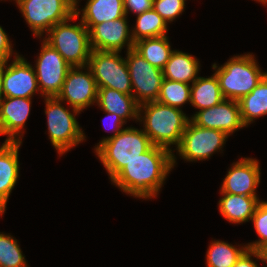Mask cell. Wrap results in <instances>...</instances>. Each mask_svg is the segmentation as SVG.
I'll list each match as a JSON object with an SVG mask.
<instances>
[{
	"mask_svg": "<svg viewBox=\"0 0 267 267\" xmlns=\"http://www.w3.org/2000/svg\"><path fill=\"white\" fill-rule=\"evenodd\" d=\"M256 158H240L233 162L223 179L220 192L258 196L256 191L261 180L260 163Z\"/></svg>",
	"mask_w": 267,
	"mask_h": 267,
	"instance_id": "obj_16",
	"label": "cell"
},
{
	"mask_svg": "<svg viewBox=\"0 0 267 267\" xmlns=\"http://www.w3.org/2000/svg\"><path fill=\"white\" fill-rule=\"evenodd\" d=\"M251 222L258 240L248 242L246 245L250 250H258L263 244L267 243V201L262 200L256 207Z\"/></svg>",
	"mask_w": 267,
	"mask_h": 267,
	"instance_id": "obj_30",
	"label": "cell"
},
{
	"mask_svg": "<svg viewBox=\"0 0 267 267\" xmlns=\"http://www.w3.org/2000/svg\"><path fill=\"white\" fill-rule=\"evenodd\" d=\"M125 61L128 66L132 95L135 101L139 105L157 101L164 79L162 70L152 66L134 49L126 51Z\"/></svg>",
	"mask_w": 267,
	"mask_h": 267,
	"instance_id": "obj_11",
	"label": "cell"
},
{
	"mask_svg": "<svg viewBox=\"0 0 267 267\" xmlns=\"http://www.w3.org/2000/svg\"><path fill=\"white\" fill-rule=\"evenodd\" d=\"M128 23V17L125 15L114 21L94 25L89 30L92 50L122 52L126 47V51L133 49L134 41Z\"/></svg>",
	"mask_w": 267,
	"mask_h": 267,
	"instance_id": "obj_15",
	"label": "cell"
},
{
	"mask_svg": "<svg viewBox=\"0 0 267 267\" xmlns=\"http://www.w3.org/2000/svg\"><path fill=\"white\" fill-rule=\"evenodd\" d=\"M200 61L195 56L174 50L162 69L164 79L192 84L199 76Z\"/></svg>",
	"mask_w": 267,
	"mask_h": 267,
	"instance_id": "obj_22",
	"label": "cell"
},
{
	"mask_svg": "<svg viewBox=\"0 0 267 267\" xmlns=\"http://www.w3.org/2000/svg\"><path fill=\"white\" fill-rule=\"evenodd\" d=\"M0 76L4 97L33 98L37 93L41 96L34 68L20 54L9 64L0 65Z\"/></svg>",
	"mask_w": 267,
	"mask_h": 267,
	"instance_id": "obj_12",
	"label": "cell"
},
{
	"mask_svg": "<svg viewBox=\"0 0 267 267\" xmlns=\"http://www.w3.org/2000/svg\"><path fill=\"white\" fill-rule=\"evenodd\" d=\"M75 7H79L80 0H69Z\"/></svg>",
	"mask_w": 267,
	"mask_h": 267,
	"instance_id": "obj_38",
	"label": "cell"
},
{
	"mask_svg": "<svg viewBox=\"0 0 267 267\" xmlns=\"http://www.w3.org/2000/svg\"><path fill=\"white\" fill-rule=\"evenodd\" d=\"M244 244L236 246L228 241L212 240L206 251V267H233L248 249Z\"/></svg>",
	"mask_w": 267,
	"mask_h": 267,
	"instance_id": "obj_26",
	"label": "cell"
},
{
	"mask_svg": "<svg viewBox=\"0 0 267 267\" xmlns=\"http://www.w3.org/2000/svg\"><path fill=\"white\" fill-rule=\"evenodd\" d=\"M173 169V152L153 145L127 163L110 181L121 192L134 198H157Z\"/></svg>",
	"mask_w": 267,
	"mask_h": 267,
	"instance_id": "obj_1",
	"label": "cell"
},
{
	"mask_svg": "<svg viewBox=\"0 0 267 267\" xmlns=\"http://www.w3.org/2000/svg\"><path fill=\"white\" fill-rule=\"evenodd\" d=\"M18 243L9 233L0 232V267H29Z\"/></svg>",
	"mask_w": 267,
	"mask_h": 267,
	"instance_id": "obj_29",
	"label": "cell"
},
{
	"mask_svg": "<svg viewBox=\"0 0 267 267\" xmlns=\"http://www.w3.org/2000/svg\"><path fill=\"white\" fill-rule=\"evenodd\" d=\"M47 131L50 143L63 156L86 140V135L76 116L81 112L75 108L64 107V102L57 97L44 98ZM69 108V109H68Z\"/></svg>",
	"mask_w": 267,
	"mask_h": 267,
	"instance_id": "obj_5",
	"label": "cell"
},
{
	"mask_svg": "<svg viewBox=\"0 0 267 267\" xmlns=\"http://www.w3.org/2000/svg\"><path fill=\"white\" fill-rule=\"evenodd\" d=\"M261 262L267 264V243L263 244L258 250Z\"/></svg>",
	"mask_w": 267,
	"mask_h": 267,
	"instance_id": "obj_36",
	"label": "cell"
},
{
	"mask_svg": "<svg viewBox=\"0 0 267 267\" xmlns=\"http://www.w3.org/2000/svg\"><path fill=\"white\" fill-rule=\"evenodd\" d=\"M254 1L261 3L263 6L267 5V0H254Z\"/></svg>",
	"mask_w": 267,
	"mask_h": 267,
	"instance_id": "obj_39",
	"label": "cell"
},
{
	"mask_svg": "<svg viewBox=\"0 0 267 267\" xmlns=\"http://www.w3.org/2000/svg\"><path fill=\"white\" fill-rule=\"evenodd\" d=\"M12 41L5 30L0 26V65L10 62L11 57L19 54L13 50ZM15 52V53H14Z\"/></svg>",
	"mask_w": 267,
	"mask_h": 267,
	"instance_id": "obj_33",
	"label": "cell"
},
{
	"mask_svg": "<svg viewBox=\"0 0 267 267\" xmlns=\"http://www.w3.org/2000/svg\"><path fill=\"white\" fill-rule=\"evenodd\" d=\"M106 115L105 117L102 119L104 122L107 123V125L110 127V129H108L109 127L106 126L104 123V126L105 128H107L108 130H110L113 134H111L110 136H107V137H103L99 143H97V145L94 146V151L102 144L104 143L105 141L111 139V138H114L118 133H120L125 127L124 125H126V122L119 117V115H117L116 113H108V112H104ZM108 121H109V124H108ZM104 128V129H105ZM105 129V130H107ZM107 130V131H108Z\"/></svg>",
	"mask_w": 267,
	"mask_h": 267,
	"instance_id": "obj_32",
	"label": "cell"
},
{
	"mask_svg": "<svg viewBox=\"0 0 267 267\" xmlns=\"http://www.w3.org/2000/svg\"><path fill=\"white\" fill-rule=\"evenodd\" d=\"M74 14L81 15V22L90 30L94 25L124 17L123 0H87L81 9L75 7Z\"/></svg>",
	"mask_w": 267,
	"mask_h": 267,
	"instance_id": "obj_19",
	"label": "cell"
},
{
	"mask_svg": "<svg viewBox=\"0 0 267 267\" xmlns=\"http://www.w3.org/2000/svg\"><path fill=\"white\" fill-rule=\"evenodd\" d=\"M218 78L222 95L225 99L239 101L248 95L267 74L263 71L253 53L233 55L227 62L211 67Z\"/></svg>",
	"mask_w": 267,
	"mask_h": 267,
	"instance_id": "obj_3",
	"label": "cell"
},
{
	"mask_svg": "<svg viewBox=\"0 0 267 267\" xmlns=\"http://www.w3.org/2000/svg\"><path fill=\"white\" fill-rule=\"evenodd\" d=\"M96 105L108 113H116L126 123L127 120L138 122L139 104L133 95H127L112 88H98Z\"/></svg>",
	"mask_w": 267,
	"mask_h": 267,
	"instance_id": "obj_21",
	"label": "cell"
},
{
	"mask_svg": "<svg viewBox=\"0 0 267 267\" xmlns=\"http://www.w3.org/2000/svg\"><path fill=\"white\" fill-rule=\"evenodd\" d=\"M241 118L246 127L267 115V74L252 91L239 101Z\"/></svg>",
	"mask_w": 267,
	"mask_h": 267,
	"instance_id": "obj_24",
	"label": "cell"
},
{
	"mask_svg": "<svg viewBox=\"0 0 267 267\" xmlns=\"http://www.w3.org/2000/svg\"><path fill=\"white\" fill-rule=\"evenodd\" d=\"M123 4L124 12L127 17L130 12L139 15L153 9V0H123Z\"/></svg>",
	"mask_w": 267,
	"mask_h": 267,
	"instance_id": "obj_34",
	"label": "cell"
},
{
	"mask_svg": "<svg viewBox=\"0 0 267 267\" xmlns=\"http://www.w3.org/2000/svg\"><path fill=\"white\" fill-rule=\"evenodd\" d=\"M73 15L68 20L54 25L43 37L71 66H87L92 52L89 30Z\"/></svg>",
	"mask_w": 267,
	"mask_h": 267,
	"instance_id": "obj_6",
	"label": "cell"
},
{
	"mask_svg": "<svg viewBox=\"0 0 267 267\" xmlns=\"http://www.w3.org/2000/svg\"><path fill=\"white\" fill-rule=\"evenodd\" d=\"M218 211L229 223L243 224L251 221L257 205L262 201L258 196H245L219 192Z\"/></svg>",
	"mask_w": 267,
	"mask_h": 267,
	"instance_id": "obj_20",
	"label": "cell"
},
{
	"mask_svg": "<svg viewBox=\"0 0 267 267\" xmlns=\"http://www.w3.org/2000/svg\"><path fill=\"white\" fill-rule=\"evenodd\" d=\"M190 117L183 109L167 106L157 101L139 105L138 122L153 145L161 146L173 152V147L181 143L182 135ZM175 145V146H174Z\"/></svg>",
	"mask_w": 267,
	"mask_h": 267,
	"instance_id": "obj_2",
	"label": "cell"
},
{
	"mask_svg": "<svg viewBox=\"0 0 267 267\" xmlns=\"http://www.w3.org/2000/svg\"><path fill=\"white\" fill-rule=\"evenodd\" d=\"M153 144L143 129L127 126L95 151L111 180L127 163L148 151Z\"/></svg>",
	"mask_w": 267,
	"mask_h": 267,
	"instance_id": "obj_4",
	"label": "cell"
},
{
	"mask_svg": "<svg viewBox=\"0 0 267 267\" xmlns=\"http://www.w3.org/2000/svg\"><path fill=\"white\" fill-rule=\"evenodd\" d=\"M190 120L200 127L222 131L229 137L246 127L241 118L239 102L230 99H224L208 109L196 111Z\"/></svg>",
	"mask_w": 267,
	"mask_h": 267,
	"instance_id": "obj_14",
	"label": "cell"
},
{
	"mask_svg": "<svg viewBox=\"0 0 267 267\" xmlns=\"http://www.w3.org/2000/svg\"><path fill=\"white\" fill-rule=\"evenodd\" d=\"M167 32L168 24L154 9L136 15L135 26L131 27V36L134 42L143 38L167 35Z\"/></svg>",
	"mask_w": 267,
	"mask_h": 267,
	"instance_id": "obj_27",
	"label": "cell"
},
{
	"mask_svg": "<svg viewBox=\"0 0 267 267\" xmlns=\"http://www.w3.org/2000/svg\"><path fill=\"white\" fill-rule=\"evenodd\" d=\"M228 138L229 136L222 131L200 127L190 120L184 130L180 145L173 149V169L178 159L174 155L175 150L176 154L186 162H203L214 153H223L222 149Z\"/></svg>",
	"mask_w": 267,
	"mask_h": 267,
	"instance_id": "obj_8",
	"label": "cell"
},
{
	"mask_svg": "<svg viewBox=\"0 0 267 267\" xmlns=\"http://www.w3.org/2000/svg\"><path fill=\"white\" fill-rule=\"evenodd\" d=\"M3 98H4V96H3L2 82H1V76H0V103H1Z\"/></svg>",
	"mask_w": 267,
	"mask_h": 267,
	"instance_id": "obj_37",
	"label": "cell"
},
{
	"mask_svg": "<svg viewBox=\"0 0 267 267\" xmlns=\"http://www.w3.org/2000/svg\"><path fill=\"white\" fill-rule=\"evenodd\" d=\"M191 84L163 79L157 102L181 109L190 104Z\"/></svg>",
	"mask_w": 267,
	"mask_h": 267,
	"instance_id": "obj_28",
	"label": "cell"
},
{
	"mask_svg": "<svg viewBox=\"0 0 267 267\" xmlns=\"http://www.w3.org/2000/svg\"><path fill=\"white\" fill-rule=\"evenodd\" d=\"M12 1V0H11ZM36 38H42L56 24L74 15L69 0H13Z\"/></svg>",
	"mask_w": 267,
	"mask_h": 267,
	"instance_id": "obj_7",
	"label": "cell"
},
{
	"mask_svg": "<svg viewBox=\"0 0 267 267\" xmlns=\"http://www.w3.org/2000/svg\"><path fill=\"white\" fill-rule=\"evenodd\" d=\"M33 98L4 97L0 103V135L5 141L23 142L26 121L31 112Z\"/></svg>",
	"mask_w": 267,
	"mask_h": 267,
	"instance_id": "obj_17",
	"label": "cell"
},
{
	"mask_svg": "<svg viewBox=\"0 0 267 267\" xmlns=\"http://www.w3.org/2000/svg\"><path fill=\"white\" fill-rule=\"evenodd\" d=\"M22 142L4 141L0 146V217L20 176L19 148Z\"/></svg>",
	"mask_w": 267,
	"mask_h": 267,
	"instance_id": "obj_18",
	"label": "cell"
},
{
	"mask_svg": "<svg viewBox=\"0 0 267 267\" xmlns=\"http://www.w3.org/2000/svg\"><path fill=\"white\" fill-rule=\"evenodd\" d=\"M258 260H261L258 251L247 249L233 267H260Z\"/></svg>",
	"mask_w": 267,
	"mask_h": 267,
	"instance_id": "obj_35",
	"label": "cell"
},
{
	"mask_svg": "<svg viewBox=\"0 0 267 267\" xmlns=\"http://www.w3.org/2000/svg\"><path fill=\"white\" fill-rule=\"evenodd\" d=\"M224 99L218 78L214 73L206 78L199 75L191 84L190 104L198 111L213 107Z\"/></svg>",
	"mask_w": 267,
	"mask_h": 267,
	"instance_id": "obj_23",
	"label": "cell"
},
{
	"mask_svg": "<svg viewBox=\"0 0 267 267\" xmlns=\"http://www.w3.org/2000/svg\"><path fill=\"white\" fill-rule=\"evenodd\" d=\"M186 2L183 0H153V9L168 24L174 22L185 11Z\"/></svg>",
	"mask_w": 267,
	"mask_h": 267,
	"instance_id": "obj_31",
	"label": "cell"
},
{
	"mask_svg": "<svg viewBox=\"0 0 267 267\" xmlns=\"http://www.w3.org/2000/svg\"><path fill=\"white\" fill-rule=\"evenodd\" d=\"M140 56L147 60L152 66L163 69L168 62L172 52L169 37L143 38L134 42L133 48Z\"/></svg>",
	"mask_w": 267,
	"mask_h": 267,
	"instance_id": "obj_25",
	"label": "cell"
},
{
	"mask_svg": "<svg viewBox=\"0 0 267 267\" xmlns=\"http://www.w3.org/2000/svg\"><path fill=\"white\" fill-rule=\"evenodd\" d=\"M41 40V51L37 54L33 67L41 97H57L71 66L43 38Z\"/></svg>",
	"mask_w": 267,
	"mask_h": 267,
	"instance_id": "obj_10",
	"label": "cell"
},
{
	"mask_svg": "<svg viewBox=\"0 0 267 267\" xmlns=\"http://www.w3.org/2000/svg\"><path fill=\"white\" fill-rule=\"evenodd\" d=\"M98 86L88 66L71 67L67 73L63 87L57 98L66 102L70 108L83 112L87 107L95 105Z\"/></svg>",
	"mask_w": 267,
	"mask_h": 267,
	"instance_id": "obj_13",
	"label": "cell"
},
{
	"mask_svg": "<svg viewBox=\"0 0 267 267\" xmlns=\"http://www.w3.org/2000/svg\"><path fill=\"white\" fill-rule=\"evenodd\" d=\"M121 52L92 50L88 67L98 88H112L132 95V85L125 58Z\"/></svg>",
	"mask_w": 267,
	"mask_h": 267,
	"instance_id": "obj_9",
	"label": "cell"
}]
</instances>
